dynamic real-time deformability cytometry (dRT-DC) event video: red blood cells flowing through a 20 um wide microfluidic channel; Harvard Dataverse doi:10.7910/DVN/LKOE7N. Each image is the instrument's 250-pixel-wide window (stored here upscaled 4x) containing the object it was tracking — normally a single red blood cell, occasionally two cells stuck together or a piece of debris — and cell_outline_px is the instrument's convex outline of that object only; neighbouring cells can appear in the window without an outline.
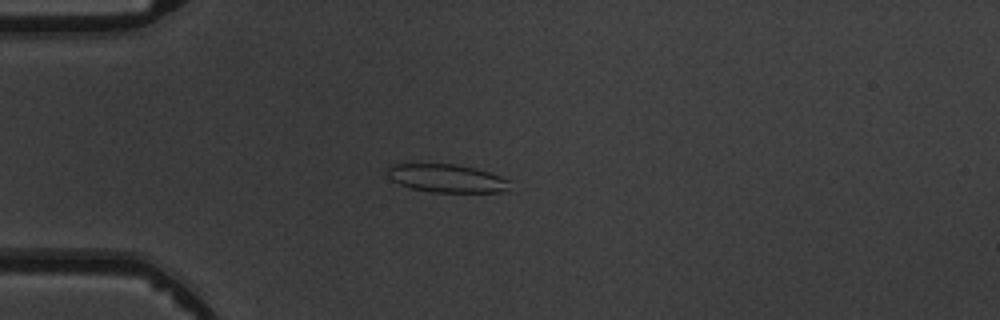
{"species": "common noctule bat (a hibernating species)", "species_latin": "Nyctalus noctula", "temperature_condition": "warm", "stored_images_in_passage": 8, "camera_frame_rate_fps": 3000, "um_per_image_px": 0.085, "animal": {"sex": "male", "body_mass_g": 19.5, "forearm_length_mm": 54.6}, "frame": {"image": 1, "passage_image": 5, "time_ms": 4.667, "image_size_px": [1000, 320], "cell_outline_px": [[512, 180], [508, 192], [432, 192], [412, 188], [400, 184], [392, 180], [388, 176], [384, 168], [392, 164], [456, 164], [476, 168]], "centroid_in_image_um": [38.0, 15.15], "position_along_channel_um": 47.0, "area_um2": 20.35}}
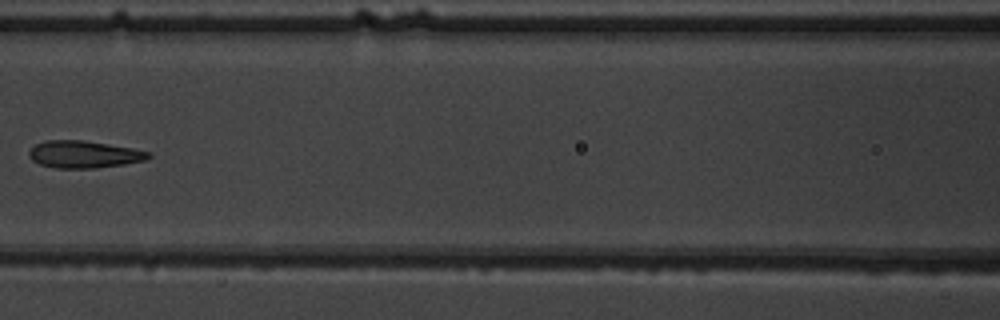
{"frame": {"image": 2, "passage_image": 8, "time_ms": 8.0, "image_size_px": [1000, 320], "cell_outline_px": [[152, 156], [144, 160], [124, 164], [96, 168], [56, 168], [40, 164], [32, 160], [28, 156], [28, 152], [36, 144], [44, 140], [84, 140], [132, 148], [152, 152]], "centroid_in_image_um": [7.13, 13.11], "position_along_channel_um": 159.5, "area_um2": 18.96}}